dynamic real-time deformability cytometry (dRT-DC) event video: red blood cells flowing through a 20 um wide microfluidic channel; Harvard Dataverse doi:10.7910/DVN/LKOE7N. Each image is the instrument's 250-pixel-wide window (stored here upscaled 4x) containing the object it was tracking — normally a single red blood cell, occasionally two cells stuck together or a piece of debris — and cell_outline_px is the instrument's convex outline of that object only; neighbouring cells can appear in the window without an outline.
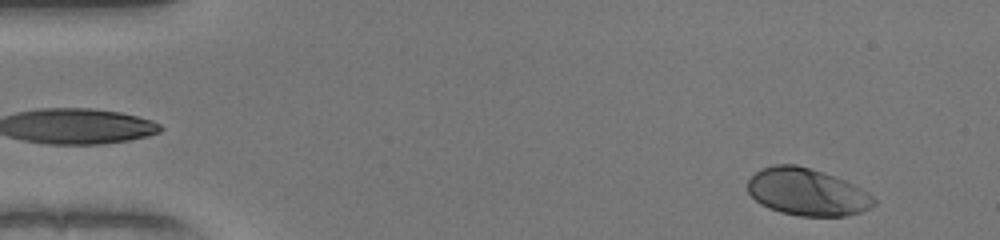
{"species": "human", "species_latin": "Homo sapiens", "temperature_condition": "warm", "stored_images_in_passage": 48, "camera_frame_rate_fps": 3000, "um_per_image_px": 0.085, "donor": {"sex": "female"}, "frame": {"image": 1, "passage_image": 2, "time_ms": 0.333, "image_size_px": [1000, 240], "cell_outline_px": [[876, 204], [860, 212], [844, 216], [800, 216], [780, 212], [768, 208], [760, 204], [748, 192], [748, 180], [760, 168], [772, 164], [796, 164], [824, 172], [844, 180], [860, 188], [872, 196], [876, 200]], "centroid_in_image_um": [68.57, 16.31], "position_along_channel_um": 16.4, "area_um2": 34.68}}
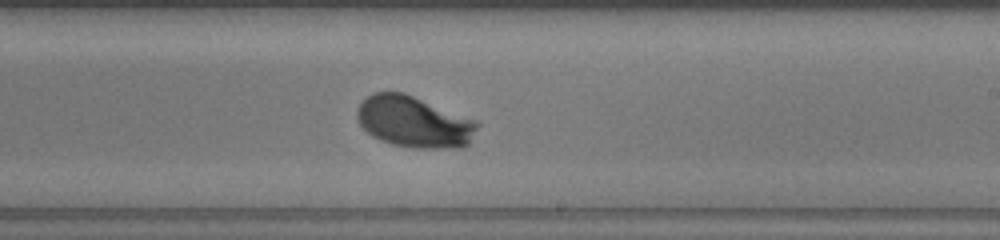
{"frame": {"image": 2, "passage_image": 28, "time_ms": 9.0, "image_size_px": [1000, 240], "cell_outline_px": [[480, 124], [468, 144], [460, 148], [416, 148], [392, 144], [380, 140], [372, 136], [360, 124], [356, 116], [356, 112], [360, 104], [372, 92], [404, 92], [480, 120]], "centroid_in_image_um": [35.24, 10.35], "position_along_channel_um": 253.8, "area_um2": 36.36}}
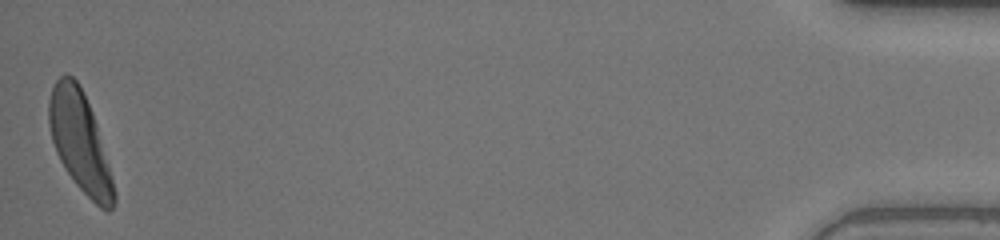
{"frame": {"image": 3, "passage_image": 48, "time_ms": 15.667, "image_size_px": [1000, 240], "cell_outline_px": [[116, 204], [108, 212], [100, 208], [76, 184], [64, 168], [56, 152], [52, 140], [48, 124], [48, 100], [52, 88], [56, 80], [64, 72], [68, 72], [80, 84], [92, 112], [96, 124], [108, 164], [116, 196]], "centroid_in_image_um": [6.77, 12.02], "position_along_channel_um": 428.4, "area_um2": 37.51}, "authors_computed_cell_mechanics": {"area_um2": 34.9401, "velocity_mm_per_s": 4.0655, "shape_relaxation_time_tau1_ms": 2.2442, "shape_relaxation_time_tau2_ms": null, "deformation_change_tau1": 0.1648, "deformation_change_tau2": null}}